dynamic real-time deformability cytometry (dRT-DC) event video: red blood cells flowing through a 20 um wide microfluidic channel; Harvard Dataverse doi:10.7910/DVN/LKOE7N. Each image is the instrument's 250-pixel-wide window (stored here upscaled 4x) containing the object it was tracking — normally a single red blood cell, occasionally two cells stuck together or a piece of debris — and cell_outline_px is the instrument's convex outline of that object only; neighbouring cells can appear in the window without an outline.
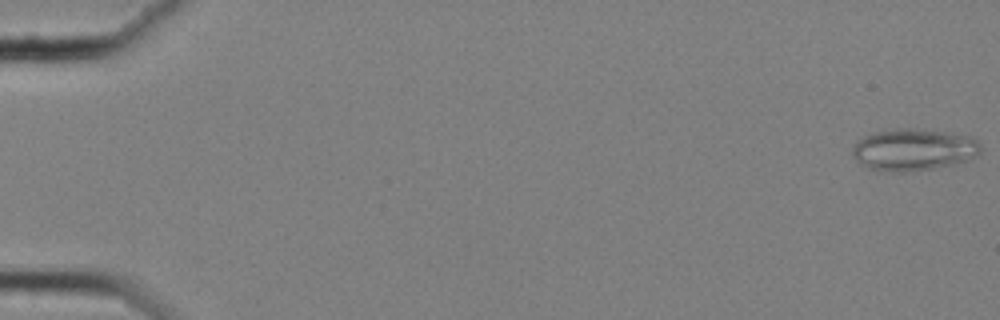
{"species": "common noctule bat (a hibernating species)", "species_latin": "Nyctalus noctula", "temperature_condition": "cold", "stored_images_in_passage": 58, "camera_frame_rate_fps": 3000, "um_per_image_px": 0.085, "animal": {"sex": "female", "body_mass_g": 25.1}, "frame": {"image": 1, "passage_image": 1, "time_ms": 0.0, "image_size_px": [1000, 320], "cell_outline_px": [[984, 148], [976, 156], [968, 160], [956, 164], [932, 168], [904, 172], [888, 172], [868, 168], [860, 164], [852, 156], [852, 148], [864, 136], [876, 132], [896, 128], [912, 128], [944, 132], [972, 136]], "centroid_in_image_um": [77.67, 12.73], "position_along_channel_um": 7.3, "area_um2": 31.44}}
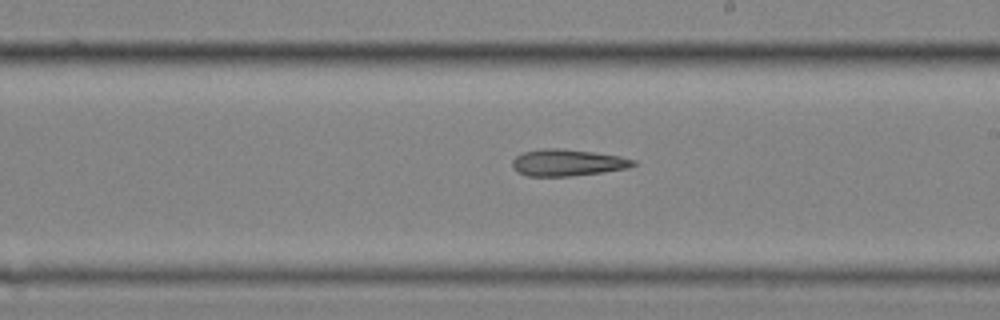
{"frame": {"image": 2, "passage_image": 35, "time_ms": 11.333, "image_size_px": [1000, 320], "cell_outline_px": [[636, 164], [628, 168], [600, 172], [568, 176], [528, 176], [516, 172], [512, 168], [512, 160], [516, 156], [524, 152], [544, 148], [560, 148], [592, 152], [620, 156], [636, 160]], "centroid_in_image_um": [48.2, 13.82], "position_along_channel_um": 240.8, "area_um2": 18.73}}
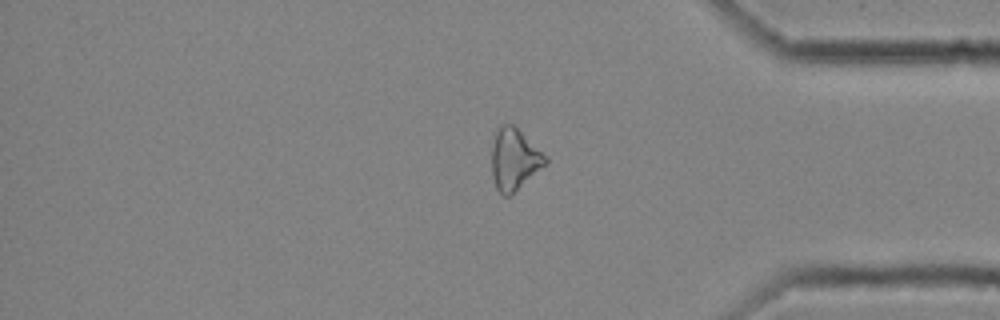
{"frame": {"image": 3, "passage_image": 49, "time_ms": 16.0, "image_size_px": [1000, 320], "cell_outline_px": [[548, 160], [544, 164], [508, 196], [504, 196], [496, 188], [492, 176], [492, 148], [496, 132], [500, 124], [512, 124], [548, 156]], "centroid_in_image_um": [43.69, 13.5], "position_along_channel_um": 391.5, "area_um2": 18.61}, "authors_computed_cell_mechanics": {"area_um2": 20.808, "velocity_mm_per_s": 3.5564, "shape_relaxation_time_tau1_ms": null, "shape_relaxation_time_tau2_ms": 10.8654, "deformation_change_tau1": null, "deformation_change_tau2": 0.2739}}